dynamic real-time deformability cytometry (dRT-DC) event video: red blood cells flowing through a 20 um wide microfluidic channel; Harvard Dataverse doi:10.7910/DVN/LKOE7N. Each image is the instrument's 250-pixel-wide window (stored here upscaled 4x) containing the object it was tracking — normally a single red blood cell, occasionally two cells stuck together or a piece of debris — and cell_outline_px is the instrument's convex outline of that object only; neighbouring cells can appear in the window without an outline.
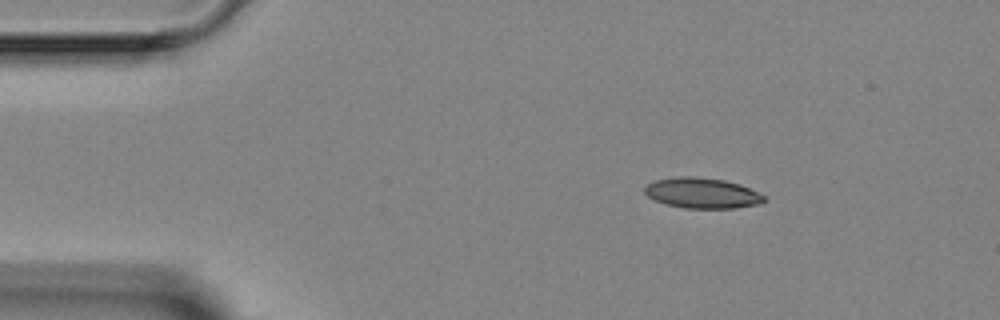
{"species": "Egyptian fruit bat (a non-hibernating species)", "species_latin": "Rousettus aegyptiacus", "temperature_condition": "room temperature", "stored_images_in_passage": 5, "camera_frame_rate_fps": 3000, "um_per_image_px": 0.085, "animal": {"sex": "female"}, "frame": {"image": 1, "passage_image": 1, "time_ms": 0.0, "image_size_px": [1000, 320], "cell_outline_px": [[768, 200], [760, 204], [732, 208], [684, 208], [664, 204], [648, 196], [644, 192], [644, 188], [648, 184], [656, 180], [676, 176], [696, 176], [724, 180], [740, 184], [764, 196]], "centroid_in_image_um": [59.67, 16.41], "position_along_channel_um": 25.3, "area_um2": 21.21}}
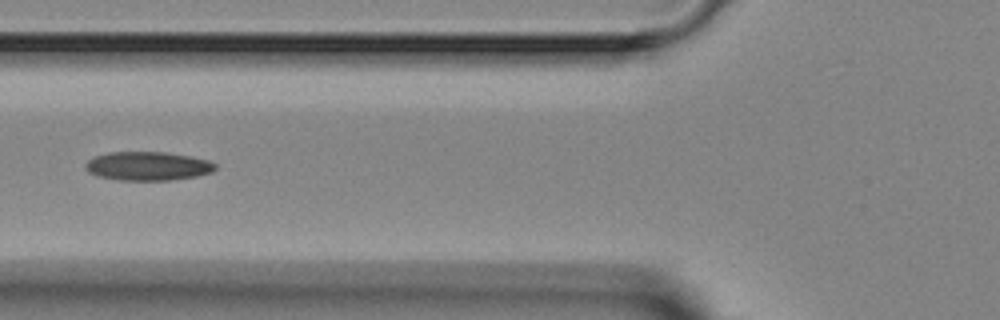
{"frame": {"image": 2, "passage_image": 4, "time_ms": 3.667, "image_size_px": [1000, 320], "cell_outline_px": [[216, 168], [212, 172], [196, 176], [168, 180], [120, 180], [96, 176], [88, 172], [84, 168], [84, 164], [88, 160], [96, 156], [108, 152], [164, 152], [192, 156], [208, 160], [216, 164]], "centroid_in_image_um": [12.54, 14.11], "position_along_channel_um": 113.3, "area_um2": 21.85}}
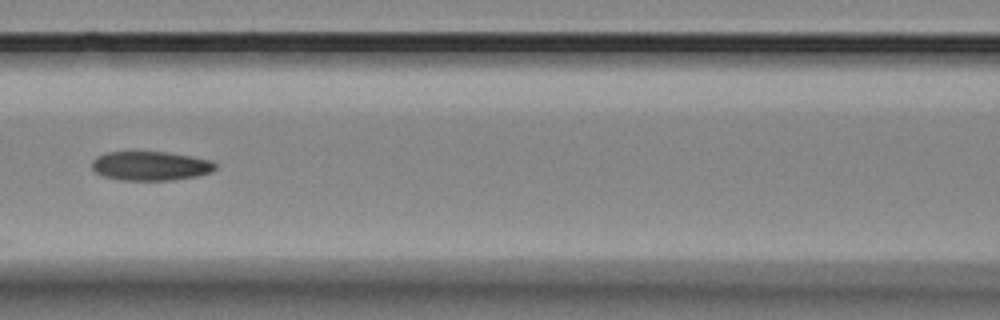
{"frame": {"image": 3, "passage_image": 5, "time_ms": 4.667, "image_size_px": [1000, 320], "cell_outline_px": [[216, 168], [212, 172], [196, 176], [172, 180], [120, 180], [104, 176], [96, 172], [92, 168], [92, 160], [96, 156], [108, 152], [168, 152], [192, 156], [212, 160], [216, 164]], "centroid_in_image_um": [12.81, 14.1], "position_along_channel_um": 153.8, "area_um2": 21.04}}